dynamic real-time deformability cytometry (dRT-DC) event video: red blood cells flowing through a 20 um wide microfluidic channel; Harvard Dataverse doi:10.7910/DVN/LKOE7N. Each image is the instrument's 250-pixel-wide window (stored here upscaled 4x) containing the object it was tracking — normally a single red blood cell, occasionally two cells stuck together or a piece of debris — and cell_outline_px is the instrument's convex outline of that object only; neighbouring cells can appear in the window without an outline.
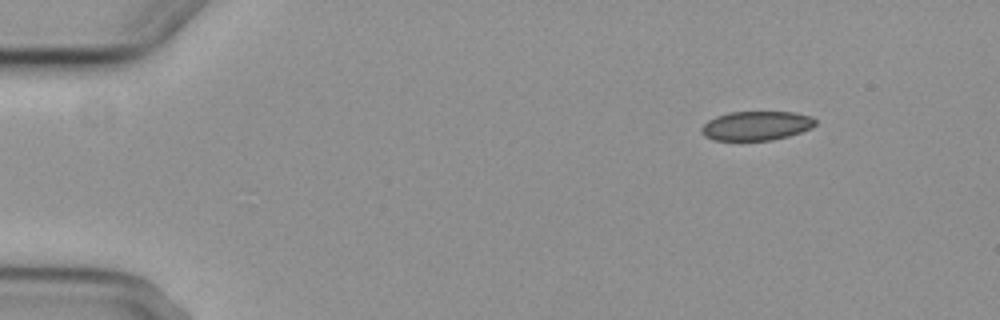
{"species": "common noctule bat (a hibernating species)", "species_latin": "Nyctalus noctula", "temperature_condition": "cold", "stored_images_in_passage": 5, "camera_frame_rate_fps": 3000, "um_per_image_px": 0.085, "animal": {"sex": "female", "body_mass_g": 29.2, "forearm_length_mm": 56.3}, "frame": {"image": 1, "passage_image": 1, "time_ms": 0.0, "image_size_px": [1000, 320], "cell_outline_px": [[816, 124], [812, 128], [788, 136], [772, 140], [716, 140], [704, 136], [700, 132], [700, 128], [708, 120], [716, 116], [728, 112], [792, 112], [812, 116], [816, 120]], "centroid_in_image_um": [64.28, 10.68], "position_along_channel_um": 20.7, "area_um2": 19.42}}
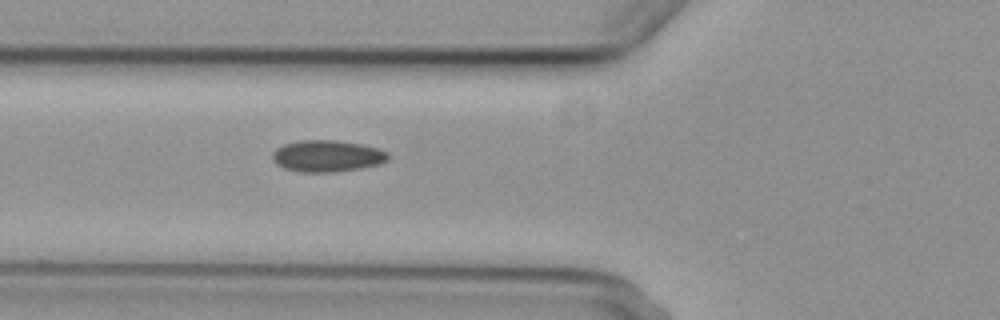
{"frame": {"image": 2, "passage_image": 5, "time_ms": 4.667, "image_size_px": [1000, 320], "cell_outline_px": [[388, 160], [380, 164], [360, 168], [332, 172], [300, 172], [284, 168], [276, 164], [272, 160], [272, 152], [276, 148], [284, 144], [300, 140], [336, 140], [360, 144], [376, 148], [388, 152]], "centroid_in_image_um": [27.77, 13.26], "position_along_channel_um": 98.0, "area_um2": 21.33}}